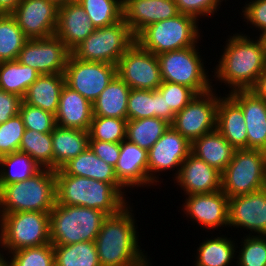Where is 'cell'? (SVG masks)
<instances>
[{"label": "cell", "instance_id": "18", "mask_svg": "<svg viewBox=\"0 0 266 266\" xmlns=\"http://www.w3.org/2000/svg\"><path fill=\"white\" fill-rule=\"evenodd\" d=\"M59 7L50 0H21L11 14L28 39L55 35Z\"/></svg>", "mask_w": 266, "mask_h": 266}, {"label": "cell", "instance_id": "8", "mask_svg": "<svg viewBox=\"0 0 266 266\" xmlns=\"http://www.w3.org/2000/svg\"><path fill=\"white\" fill-rule=\"evenodd\" d=\"M50 212L25 211L0 217V247L10 254L50 243ZM7 251V252H6Z\"/></svg>", "mask_w": 266, "mask_h": 266}, {"label": "cell", "instance_id": "12", "mask_svg": "<svg viewBox=\"0 0 266 266\" xmlns=\"http://www.w3.org/2000/svg\"><path fill=\"white\" fill-rule=\"evenodd\" d=\"M191 149L192 144L170 126L148 150V176L150 181L157 187L159 185L160 190V184L165 179L159 176L174 171L170 174L172 176L170 181H172L178 175L181 164L190 155Z\"/></svg>", "mask_w": 266, "mask_h": 266}, {"label": "cell", "instance_id": "4", "mask_svg": "<svg viewBox=\"0 0 266 266\" xmlns=\"http://www.w3.org/2000/svg\"><path fill=\"white\" fill-rule=\"evenodd\" d=\"M55 203V170L42 169L29 179L0 186V217L25 211L50 212Z\"/></svg>", "mask_w": 266, "mask_h": 266}, {"label": "cell", "instance_id": "46", "mask_svg": "<svg viewBox=\"0 0 266 266\" xmlns=\"http://www.w3.org/2000/svg\"><path fill=\"white\" fill-rule=\"evenodd\" d=\"M241 11L237 10L240 15L243 16L242 20L243 22H246V25L250 30L252 29L253 32L245 33V31L240 33L252 36L255 31V35L257 34V37L266 30V0H247L245 4H243ZM259 32V34H258Z\"/></svg>", "mask_w": 266, "mask_h": 266}, {"label": "cell", "instance_id": "24", "mask_svg": "<svg viewBox=\"0 0 266 266\" xmlns=\"http://www.w3.org/2000/svg\"><path fill=\"white\" fill-rule=\"evenodd\" d=\"M55 118L59 127L89 131L93 118L92 103L65 84Z\"/></svg>", "mask_w": 266, "mask_h": 266}, {"label": "cell", "instance_id": "23", "mask_svg": "<svg viewBox=\"0 0 266 266\" xmlns=\"http://www.w3.org/2000/svg\"><path fill=\"white\" fill-rule=\"evenodd\" d=\"M96 27L91 23L79 2L65 4L58 9V23L55 35L72 52Z\"/></svg>", "mask_w": 266, "mask_h": 266}, {"label": "cell", "instance_id": "36", "mask_svg": "<svg viewBox=\"0 0 266 266\" xmlns=\"http://www.w3.org/2000/svg\"><path fill=\"white\" fill-rule=\"evenodd\" d=\"M28 38L11 14L0 16V62L17 60Z\"/></svg>", "mask_w": 266, "mask_h": 266}, {"label": "cell", "instance_id": "13", "mask_svg": "<svg viewBox=\"0 0 266 266\" xmlns=\"http://www.w3.org/2000/svg\"><path fill=\"white\" fill-rule=\"evenodd\" d=\"M117 75V65L83 61L72 53L64 71L65 84L93 103Z\"/></svg>", "mask_w": 266, "mask_h": 266}, {"label": "cell", "instance_id": "20", "mask_svg": "<svg viewBox=\"0 0 266 266\" xmlns=\"http://www.w3.org/2000/svg\"><path fill=\"white\" fill-rule=\"evenodd\" d=\"M173 186L183 190L184 196L221 190V172L208 165L192 152L181 164ZM176 184V185H175Z\"/></svg>", "mask_w": 266, "mask_h": 266}, {"label": "cell", "instance_id": "54", "mask_svg": "<svg viewBox=\"0 0 266 266\" xmlns=\"http://www.w3.org/2000/svg\"><path fill=\"white\" fill-rule=\"evenodd\" d=\"M50 1L55 3L58 7L65 5V4L78 2V0H50Z\"/></svg>", "mask_w": 266, "mask_h": 266}, {"label": "cell", "instance_id": "31", "mask_svg": "<svg viewBox=\"0 0 266 266\" xmlns=\"http://www.w3.org/2000/svg\"><path fill=\"white\" fill-rule=\"evenodd\" d=\"M131 88L116 75L92 103L93 116L127 119V101Z\"/></svg>", "mask_w": 266, "mask_h": 266}, {"label": "cell", "instance_id": "32", "mask_svg": "<svg viewBox=\"0 0 266 266\" xmlns=\"http://www.w3.org/2000/svg\"><path fill=\"white\" fill-rule=\"evenodd\" d=\"M43 168L27 153L15 151L0 157V186L29 179Z\"/></svg>", "mask_w": 266, "mask_h": 266}, {"label": "cell", "instance_id": "51", "mask_svg": "<svg viewBox=\"0 0 266 266\" xmlns=\"http://www.w3.org/2000/svg\"><path fill=\"white\" fill-rule=\"evenodd\" d=\"M251 90L258 97L266 100V68L259 76L256 85Z\"/></svg>", "mask_w": 266, "mask_h": 266}, {"label": "cell", "instance_id": "10", "mask_svg": "<svg viewBox=\"0 0 266 266\" xmlns=\"http://www.w3.org/2000/svg\"><path fill=\"white\" fill-rule=\"evenodd\" d=\"M135 42V35L122 18L112 25L96 28L71 53L83 61L117 65L121 56Z\"/></svg>", "mask_w": 266, "mask_h": 266}, {"label": "cell", "instance_id": "27", "mask_svg": "<svg viewBox=\"0 0 266 266\" xmlns=\"http://www.w3.org/2000/svg\"><path fill=\"white\" fill-rule=\"evenodd\" d=\"M209 238H205L198 244L196 253L194 252V266H234L236 263V237L228 235H218L216 233ZM237 241V242H236Z\"/></svg>", "mask_w": 266, "mask_h": 266}, {"label": "cell", "instance_id": "43", "mask_svg": "<svg viewBox=\"0 0 266 266\" xmlns=\"http://www.w3.org/2000/svg\"><path fill=\"white\" fill-rule=\"evenodd\" d=\"M19 115L23 119L25 129L39 133H52L56 125L55 115L41 108L21 102Z\"/></svg>", "mask_w": 266, "mask_h": 266}, {"label": "cell", "instance_id": "3", "mask_svg": "<svg viewBox=\"0 0 266 266\" xmlns=\"http://www.w3.org/2000/svg\"><path fill=\"white\" fill-rule=\"evenodd\" d=\"M56 174V203L98 209L107 215L118 213L129 201L111 184L95 179Z\"/></svg>", "mask_w": 266, "mask_h": 266}, {"label": "cell", "instance_id": "5", "mask_svg": "<svg viewBox=\"0 0 266 266\" xmlns=\"http://www.w3.org/2000/svg\"><path fill=\"white\" fill-rule=\"evenodd\" d=\"M49 215L52 245L95 241L108 216L98 209L57 203Z\"/></svg>", "mask_w": 266, "mask_h": 266}, {"label": "cell", "instance_id": "45", "mask_svg": "<svg viewBox=\"0 0 266 266\" xmlns=\"http://www.w3.org/2000/svg\"><path fill=\"white\" fill-rule=\"evenodd\" d=\"M157 90L165 97L166 110H172L174 114L180 112L196 96L191 88L167 81H163Z\"/></svg>", "mask_w": 266, "mask_h": 266}, {"label": "cell", "instance_id": "29", "mask_svg": "<svg viewBox=\"0 0 266 266\" xmlns=\"http://www.w3.org/2000/svg\"><path fill=\"white\" fill-rule=\"evenodd\" d=\"M53 170L89 148V132L56 126L52 131Z\"/></svg>", "mask_w": 266, "mask_h": 266}, {"label": "cell", "instance_id": "7", "mask_svg": "<svg viewBox=\"0 0 266 266\" xmlns=\"http://www.w3.org/2000/svg\"><path fill=\"white\" fill-rule=\"evenodd\" d=\"M199 46L202 45L198 43L196 46L158 54L162 81L187 86L196 94L211 90L212 74H208L210 71L206 69L208 67L204 61L206 58H203Z\"/></svg>", "mask_w": 266, "mask_h": 266}, {"label": "cell", "instance_id": "38", "mask_svg": "<svg viewBox=\"0 0 266 266\" xmlns=\"http://www.w3.org/2000/svg\"><path fill=\"white\" fill-rule=\"evenodd\" d=\"M96 28L112 25L123 18V0H78Z\"/></svg>", "mask_w": 266, "mask_h": 266}, {"label": "cell", "instance_id": "47", "mask_svg": "<svg viewBox=\"0 0 266 266\" xmlns=\"http://www.w3.org/2000/svg\"><path fill=\"white\" fill-rule=\"evenodd\" d=\"M179 13L194 17L197 21H201V18L205 17L209 19L215 14L218 16L222 3L225 0H174Z\"/></svg>", "mask_w": 266, "mask_h": 266}, {"label": "cell", "instance_id": "30", "mask_svg": "<svg viewBox=\"0 0 266 266\" xmlns=\"http://www.w3.org/2000/svg\"><path fill=\"white\" fill-rule=\"evenodd\" d=\"M191 152L222 173L233 158L235 149L215 129L196 139Z\"/></svg>", "mask_w": 266, "mask_h": 266}, {"label": "cell", "instance_id": "21", "mask_svg": "<svg viewBox=\"0 0 266 266\" xmlns=\"http://www.w3.org/2000/svg\"><path fill=\"white\" fill-rule=\"evenodd\" d=\"M242 109L247 128V149L266 151V100L252 90L227 93Z\"/></svg>", "mask_w": 266, "mask_h": 266}, {"label": "cell", "instance_id": "26", "mask_svg": "<svg viewBox=\"0 0 266 266\" xmlns=\"http://www.w3.org/2000/svg\"><path fill=\"white\" fill-rule=\"evenodd\" d=\"M61 169L67 175L111 183L129 202L133 199L128 196L129 191L118 182L114 167L97 157L90 148L70 159Z\"/></svg>", "mask_w": 266, "mask_h": 266}, {"label": "cell", "instance_id": "6", "mask_svg": "<svg viewBox=\"0 0 266 266\" xmlns=\"http://www.w3.org/2000/svg\"><path fill=\"white\" fill-rule=\"evenodd\" d=\"M199 26V21L194 17L179 13L146 26L135 36L136 43L155 55L196 46L203 40V31Z\"/></svg>", "mask_w": 266, "mask_h": 266}, {"label": "cell", "instance_id": "34", "mask_svg": "<svg viewBox=\"0 0 266 266\" xmlns=\"http://www.w3.org/2000/svg\"><path fill=\"white\" fill-rule=\"evenodd\" d=\"M169 127L170 123L158 117L127 120L126 139L148 151Z\"/></svg>", "mask_w": 266, "mask_h": 266}, {"label": "cell", "instance_id": "25", "mask_svg": "<svg viewBox=\"0 0 266 266\" xmlns=\"http://www.w3.org/2000/svg\"><path fill=\"white\" fill-rule=\"evenodd\" d=\"M223 93L219 94L216 129L235 150L247 149V128L243 111L227 92Z\"/></svg>", "mask_w": 266, "mask_h": 266}, {"label": "cell", "instance_id": "19", "mask_svg": "<svg viewBox=\"0 0 266 266\" xmlns=\"http://www.w3.org/2000/svg\"><path fill=\"white\" fill-rule=\"evenodd\" d=\"M114 169L118 182L129 194L135 189L155 187L148 176V151L127 139L121 142L120 157Z\"/></svg>", "mask_w": 266, "mask_h": 266}, {"label": "cell", "instance_id": "14", "mask_svg": "<svg viewBox=\"0 0 266 266\" xmlns=\"http://www.w3.org/2000/svg\"><path fill=\"white\" fill-rule=\"evenodd\" d=\"M182 202V208H180L182 212L180 213H183L182 216L188 218L185 220L191 221L193 226L197 225L198 228L200 226L199 229L203 228L202 231L205 230L209 233H213L214 230L220 231L219 234H222V231L227 228V234L229 233V197L222 190L187 195Z\"/></svg>", "mask_w": 266, "mask_h": 266}, {"label": "cell", "instance_id": "52", "mask_svg": "<svg viewBox=\"0 0 266 266\" xmlns=\"http://www.w3.org/2000/svg\"><path fill=\"white\" fill-rule=\"evenodd\" d=\"M21 0H0V12L2 14H12Z\"/></svg>", "mask_w": 266, "mask_h": 266}, {"label": "cell", "instance_id": "17", "mask_svg": "<svg viewBox=\"0 0 266 266\" xmlns=\"http://www.w3.org/2000/svg\"><path fill=\"white\" fill-rule=\"evenodd\" d=\"M233 226V227H232ZM243 230L244 235H266L265 188L229 198L228 228ZM234 228V229H232Z\"/></svg>", "mask_w": 266, "mask_h": 266}, {"label": "cell", "instance_id": "50", "mask_svg": "<svg viewBox=\"0 0 266 266\" xmlns=\"http://www.w3.org/2000/svg\"><path fill=\"white\" fill-rule=\"evenodd\" d=\"M156 117L166 120L168 123L174 121L175 114L172 110H166L165 97L156 90Z\"/></svg>", "mask_w": 266, "mask_h": 266}, {"label": "cell", "instance_id": "16", "mask_svg": "<svg viewBox=\"0 0 266 266\" xmlns=\"http://www.w3.org/2000/svg\"><path fill=\"white\" fill-rule=\"evenodd\" d=\"M71 52L56 35L28 39L17 60L42 74H64Z\"/></svg>", "mask_w": 266, "mask_h": 266}, {"label": "cell", "instance_id": "48", "mask_svg": "<svg viewBox=\"0 0 266 266\" xmlns=\"http://www.w3.org/2000/svg\"><path fill=\"white\" fill-rule=\"evenodd\" d=\"M120 147L121 143L89 140V148L95 155L113 167H115L120 157Z\"/></svg>", "mask_w": 266, "mask_h": 266}, {"label": "cell", "instance_id": "41", "mask_svg": "<svg viewBox=\"0 0 266 266\" xmlns=\"http://www.w3.org/2000/svg\"><path fill=\"white\" fill-rule=\"evenodd\" d=\"M7 255L9 266H55L54 247L51 243L22 248Z\"/></svg>", "mask_w": 266, "mask_h": 266}, {"label": "cell", "instance_id": "37", "mask_svg": "<svg viewBox=\"0 0 266 266\" xmlns=\"http://www.w3.org/2000/svg\"><path fill=\"white\" fill-rule=\"evenodd\" d=\"M19 151L31 156L43 169L53 170L52 134L25 129Z\"/></svg>", "mask_w": 266, "mask_h": 266}, {"label": "cell", "instance_id": "1", "mask_svg": "<svg viewBox=\"0 0 266 266\" xmlns=\"http://www.w3.org/2000/svg\"><path fill=\"white\" fill-rule=\"evenodd\" d=\"M224 41L221 55L212 67V85L227 87V92L251 90L266 68V55L261 40L240 32L230 33ZM233 34V35H232ZM214 73V74H213ZM230 89V90H229Z\"/></svg>", "mask_w": 266, "mask_h": 266}, {"label": "cell", "instance_id": "9", "mask_svg": "<svg viewBox=\"0 0 266 266\" xmlns=\"http://www.w3.org/2000/svg\"><path fill=\"white\" fill-rule=\"evenodd\" d=\"M266 185V151L236 149L221 173V190L229 197L245 195Z\"/></svg>", "mask_w": 266, "mask_h": 266}, {"label": "cell", "instance_id": "28", "mask_svg": "<svg viewBox=\"0 0 266 266\" xmlns=\"http://www.w3.org/2000/svg\"><path fill=\"white\" fill-rule=\"evenodd\" d=\"M64 85V74H42L29 86L22 101L55 115Z\"/></svg>", "mask_w": 266, "mask_h": 266}, {"label": "cell", "instance_id": "15", "mask_svg": "<svg viewBox=\"0 0 266 266\" xmlns=\"http://www.w3.org/2000/svg\"><path fill=\"white\" fill-rule=\"evenodd\" d=\"M117 75L131 89L157 90L163 82L157 55L136 42L119 59Z\"/></svg>", "mask_w": 266, "mask_h": 266}, {"label": "cell", "instance_id": "42", "mask_svg": "<svg viewBox=\"0 0 266 266\" xmlns=\"http://www.w3.org/2000/svg\"><path fill=\"white\" fill-rule=\"evenodd\" d=\"M156 117V90L131 89L127 101V120Z\"/></svg>", "mask_w": 266, "mask_h": 266}, {"label": "cell", "instance_id": "49", "mask_svg": "<svg viewBox=\"0 0 266 266\" xmlns=\"http://www.w3.org/2000/svg\"><path fill=\"white\" fill-rule=\"evenodd\" d=\"M22 98L0 89V124L19 114Z\"/></svg>", "mask_w": 266, "mask_h": 266}, {"label": "cell", "instance_id": "2", "mask_svg": "<svg viewBox=\"0 0 266 266\" xmlns=\"http://www.w3.org/2000/svg\"><path fill=\"white\" fill-rule=\"evenodd\" d=\"M131 204L108 215L101 226L94 241L101 266H153L152 258L141 248L135 205Z\"/></svg>", "mask_w": 266, "mask_h": 266}, {"label": "cell", "instance_id": "22", "mask_svg": "<svg viewBox=\"0 0 266 266\" xmlns=\"http://www.w3.org/2000/svg\"><path fill=\"white\" fill-rule=\"evenodd\" d=\"M123 19L136 36L150 24L179 14L174 0H123Z\"/></svg>", "mask_w": 266, "mask_h": 266}, {"label": "cell", "instance_id": "40", "mask_svg": "<svg viewBox=\"0 0 266 266\" xmlns=\"http://www.w3.org/2000/svg\"><path fill=\"white\" fill-rule=\"evenodd\" d=\"M127 119L93 116L89 140L121 143L126 139Z\"/></svg>", "mask_w": 266, "mask_h": 266}, {"label": "cell", "instance_id": "39", "mask_svg": "<svg viewBox=\"0 0 266 266\" xmlns=\"http://www.w3.org/2000/svg\"><path fill=\"white\" fill-rule=\"evenodd\" d=\"M242 237L239 240L241 245L236 246L235 266H266V235Z\"/></svg>", "mask_w": 266, "mask_h": 266}, {"label": "cell", "instance_id": "11", "mask_svg": "<svg viewBox=\"0 0 266 266\" xmlns=\"http://www.w3.org/2000/svg\"><path fill=\"white\" fill-rule=\"evenodd\" d=\"M218 91V92H217ZM220 90H211L196 96L177 114L170 124L191 144L204 134L216 129Z\"/></svg>", "mask_w": 266, "mask_h": 266}, {"label": "cell", "instance_id": "44", "mask_svg": "<svg viewBox=\"0 0 266 266\" xmlns=\"http://www.w3.org/2000/svg\"><path fill=\"white\" fill-rule=\"evenodd\" d=\"M24 131L25 125L19 114L0 124V157L19 151Z\"/></svg>", "mask_w": 266, "mask_h": 266}, {"label": "cell", "instance_id": "53", "mask_svg": "<svg viewBox=\"0 0 266 266\" xmlns=\"http://www.w3.org/2000/svg\"><path fill=\"white\" fill-rule=\"evenodd\" d=\"M0 247V266H9L8 255ZM7 256V257H6Z\"/></svg>", "mask_w": 266, "mask_h": 266}, {"label": "cell", "instance_id": "55", "mask_svg": "<svg viewBox=\"0 0 266 266\" xmlns=\"http://www.w3.org/2000/svg\"><path fill=\"white\" fill-rule=\"evenodd\" d=\"M258 38L261 40L264 51H265V55H266V30L264 32H262Z\"/></svg>", "mask_w": 266, "mask_h": 266}, {"label": "cell", "instance_id": "33", "mask_svg": "<svg viewBox=\"0 0 266 266\" xmlns=\"http://www.w3.org/2000/svg\"><path fill=\"white\" fill-rule=\"evenodd\" d=\"M40 73L18 60L0 62V89L23 98Z\"/></svg>", "mask_w": 266, "mask_h": 266}, {"label": "cell", "instance_id": "35", "mask_svg": "<svg viewBox=\"0 0 266 266\" xmlns=\"http://www.w3.org/2000/svg\"><path fill=\"white\" fill-rule=\"evenodd\" d=\"M53 247L55 266H101L94 241Z\"/></svg>", "mask_w": 266, "mask_h": 266}]
</instances>
